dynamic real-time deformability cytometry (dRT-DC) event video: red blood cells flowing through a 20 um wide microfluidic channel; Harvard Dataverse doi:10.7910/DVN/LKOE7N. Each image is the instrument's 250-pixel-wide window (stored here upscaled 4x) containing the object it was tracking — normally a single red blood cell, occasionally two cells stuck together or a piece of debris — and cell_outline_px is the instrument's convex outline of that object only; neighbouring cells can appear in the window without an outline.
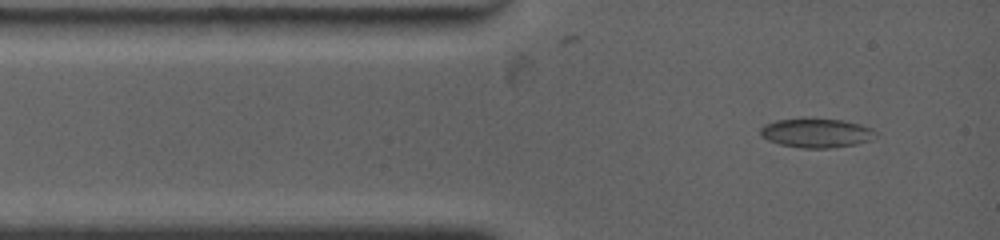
{"species": "common noctule bat (a hibernating species)", "species_latin": "Nyctalus noctula", "temperature_condition": "warm", "stored_images_in_passage": 35, "camera_frame_rate_fps": 4500, "um_per_image_px": 0.085, "animal": {"sex": "female", "body_mass_g": 19.0, "forearm_length_mm": 53.3}, "frame": {"image": 1, "passage_image": 2, "time_ms": 0.444, "image_size_px": [1000, 240], "cell_outline_px": [[872, 128], [868, 140], [856, 144], [832, 148], [800, 148], [780, 144], [768, 140], [760, 136], [760, 128], [764, 124], [776, 120], [840, 120], [860, 124]], "centroid_in_image_um": [69.29, 11.33], "position_along_channel_um": 15.7, "area_um2": 18.84}}
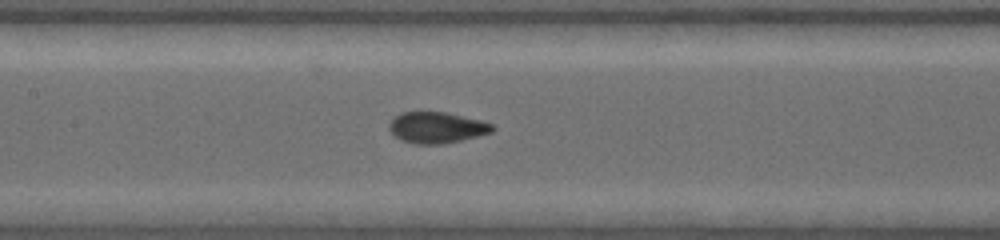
{"frame": {"image": 2, "passage_image": 14, "time_ms": 5.111, "image_size_px": [1000, 240], "cell_outline_px": [[496, 128], [492, 132], [444, 144], [416, 144], [400, 140], [388, 128], [388, 124], [400, 112], [444, 112], [480, 120], [492, 124]], "centroid_in_image_um": [37.11, 10.84], "position_along_channel_um": 170.3, "area_um2": 18.55}}
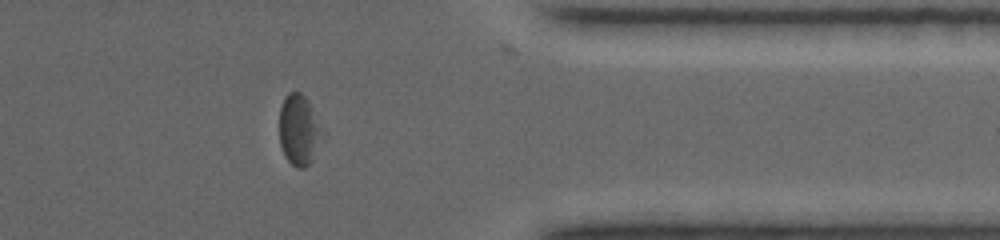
{"frame": {"image": 3, "passage_image": 29, "time_ms": 11.111, "image_size_px": [1000, 240], "cell_outline_px": [[316, 132], [312, 160], [304, 168], [296, 168], [284, 156], [280, 144], [280, 108], [284, 96], [288, 92], [300, 92], [308, 100], [316, 128]], "centroid_in_image_um": [25.25, 11.02], "position_along_channel_um": 386.1, "area_um2": 16.01}, "authors_computed_cell_mechanics": {"area_um2": 18.9006, "velocity_mm_per_s": 3.8251, "shape_relaxation_time_tau1_ms": 4.052, "shape_relaxation_time_tau2_ms": 1.2713, "deformation_change_tau1": 0.1261, "deformation_change_tau2": 0.0514}}